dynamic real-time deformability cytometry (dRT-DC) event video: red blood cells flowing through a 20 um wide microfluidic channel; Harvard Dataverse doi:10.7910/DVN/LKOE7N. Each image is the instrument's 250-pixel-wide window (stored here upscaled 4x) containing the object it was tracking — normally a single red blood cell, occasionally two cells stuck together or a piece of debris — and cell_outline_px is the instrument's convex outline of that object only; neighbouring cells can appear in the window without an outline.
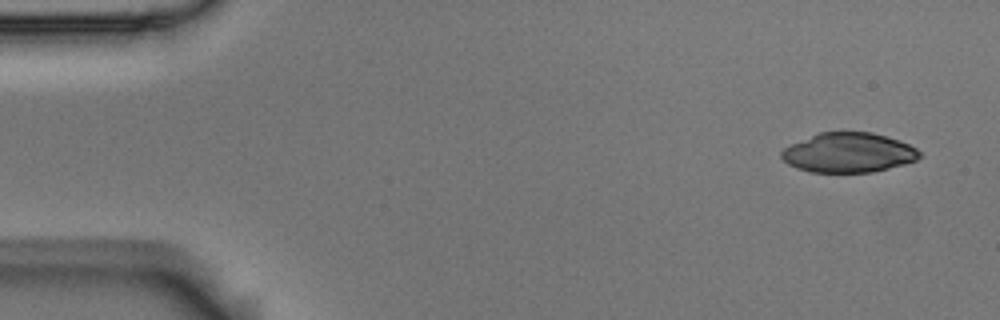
{"species": "Egyptian fruit bat (a non-hibernating species)", "species_latin": "Rousettus aegyptiacus", "temperature_condition": "room temperature", "stored_images_in_passage": 5, "camera_frame_rate_fps": 3000, "um_per_image_px": 0.085, "animal": {"sex": "male"}, "frame": {"image": 1, "passage_image": 1, "time_ms": 0.0, "image_size_px": [1000, 320], "cell_outline_px": [[924, 156], [916, 160], [904, 164], [872, 172], [812, 172], [796, 168], [788, 164], [780, 156], [780, 152], [784, 148], [792, 144], [820, 132], [872, 132], [900, 140], [916, 148]], "centroid_in_image_um": [72.14, 12.98], "position_along_channel_um": 12.9, "area_um2": 31.85}}